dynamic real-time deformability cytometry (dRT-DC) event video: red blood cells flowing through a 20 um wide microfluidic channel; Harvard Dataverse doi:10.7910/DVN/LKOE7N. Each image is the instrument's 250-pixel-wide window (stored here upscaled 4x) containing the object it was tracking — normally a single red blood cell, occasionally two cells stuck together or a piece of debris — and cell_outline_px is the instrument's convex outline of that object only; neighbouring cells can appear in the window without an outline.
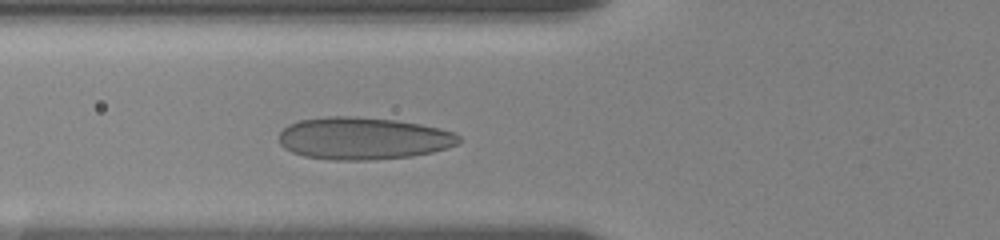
{"species": "human", "species_latin": "Homo sapiens", "temperature_condition": "room temperature", "stored_images_in_passage": 40, "camera_frame_rate_fps": 3000, "um_per_image_px": 0.085, "donor": {"sex": "female"}, "frame": {"image": 1, "passage_image": 10, "time_ms": 3.0, "image_size_px": [1000, 240], "cell_outline_px": [[460, 140], [456, 144], [448, 148], [432, 152], [412, 156], [368, 160], [336, 160], [304, 156], [292, 152], [284, 148], [280, 144], [280, 132], [288, 124], [300, 120], [328, 116], [356, 116], [396, 120], [420, 124], [440, 128], [452, 132], [460, 136]], "centroid_in_image_um": [30.87, 11.76], "position_along_channel_um": 94.9, "area_um2": 44.33}}
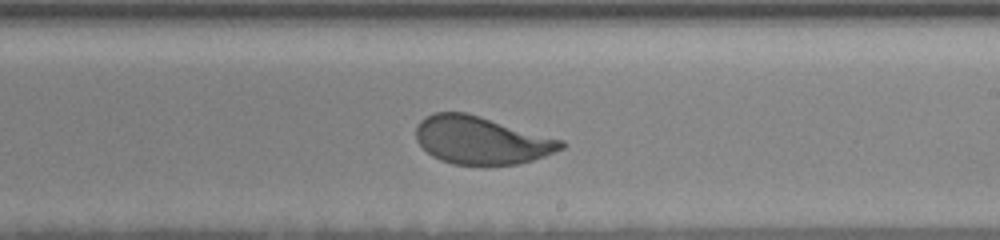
{"frame": {"image": 2, "passage_image": 23, "time_ms": 7.333, "image_size_px": [1000, 240], "cell_outline_px": [[568, 144], [564, 148], [544, 156], [532, 160], [516, 164], [452, 164], [440, 160], [432, 156], [416, 140], [416, 128], [420, 120], [436, 112], [468, 112], [564, 140]], "centroid_in_image_um": [40.93, 11.91], "position_along_channel_um": 248.1, "area_um2": 40.34}}
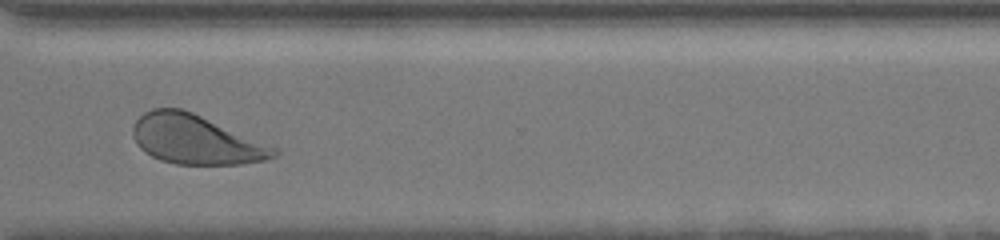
{"frame": {"image": 3, "passage_image": 32, "time_ms": 10.333, "image_size_px": [1000, 240], "cell_outline_px": [[280, 152], [276, 156], [268, 160], [240, 164], [176, 164], [160, 160], [144, 152], [136, 144], [132, 136], [132, 128], [136, 120], [144, 112], [152, 108], [180, 108], [192, 112], [280, 148]], "centroid_in_image_um": [16.66, 11.87], "position_along_channel_um": 353.9, "area_um2": 40.86}, "authors_computed_cell_mechanics": {"area_um2": 41.2981, "velocity_mm_per_s": 3.5249, "shape_relaxation_time_tau1_ms": 3.6792, "shape_relaxation_time_tau2_ms": null, "deformation_change_tau1": 0.1372, "deformation_change_tau2": null}}